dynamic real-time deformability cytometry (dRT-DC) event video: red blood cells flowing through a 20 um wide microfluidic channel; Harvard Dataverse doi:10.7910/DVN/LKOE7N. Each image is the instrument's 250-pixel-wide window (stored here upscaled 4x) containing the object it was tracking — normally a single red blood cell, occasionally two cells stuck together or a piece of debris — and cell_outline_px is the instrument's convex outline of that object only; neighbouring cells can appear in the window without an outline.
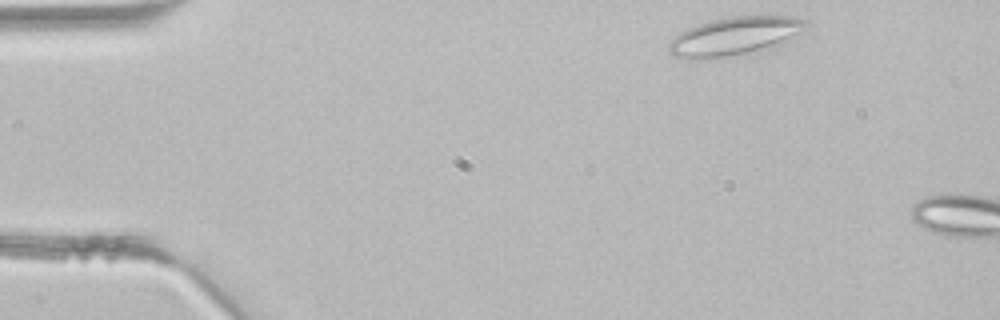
{"species": "common noctule bat (a hibernating species)", "species_latin": "Nyctalus noctula", "temperature_condition": "room temperature", "stored_images_in_passage": 4, "camera_frame_rate_fps": 3000, "um_per_image_px": 0.085, "animal": {"sex": "male", "body_mass_g": 21.5, "forearm_length_mm": 52.0}, "frame": {"image": 1, "passage_image": 1, "time_ms": 0.0, "image_size_px": [1000, 320], "cell_outline_px": [[808, 24], [804, 32], [776, 52], [692, 60], [688, 60], [672, 56], [668, 52], [668, 44], [680, 32], [688, 28], [712, 20], [732, 16], [792, 16], [808, 20]], "centroid_in_image_um": [62.61, 3.13], "position_along_channel_um": 22.4, "area_um2": 32.48}}